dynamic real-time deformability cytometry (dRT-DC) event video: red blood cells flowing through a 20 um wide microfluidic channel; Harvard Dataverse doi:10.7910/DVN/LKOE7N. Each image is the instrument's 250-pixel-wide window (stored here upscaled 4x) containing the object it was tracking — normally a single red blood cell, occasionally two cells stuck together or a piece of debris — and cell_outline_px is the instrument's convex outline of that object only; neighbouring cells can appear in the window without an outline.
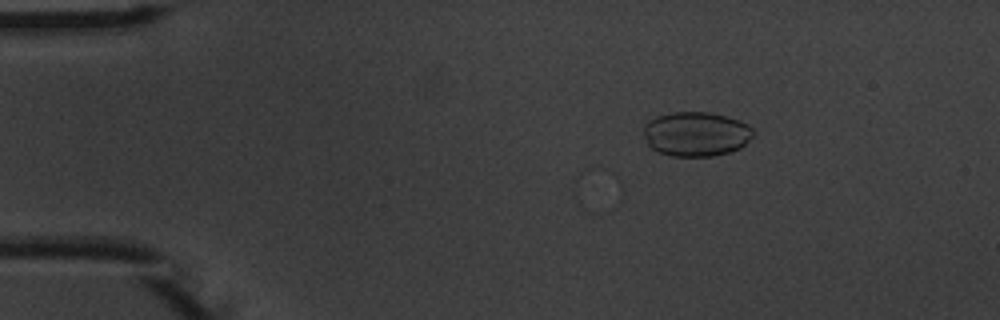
{"species": "common noctule bat (a hibernating species)", "species_latin": "Nyctalus noctula", "temperature_condition": "warm", "stored_images_in_passage": 5, "camera_frame_rate_fps": 3000, "um_per_image_px": 0.085, "animal": {"sex": "male", "body_mass_g": 20.1, "forearm_length_mm": 53.5}, "frame": {"image": 1, "passage_image": 3, "time_ms": 2.333, "image_size_px": [1000, 320], "cell_outline_px": [[756, 132], [740, 148], [728, 152], [712, 156], [672, 156], [660, 152], [652, 148], [648, 144], [644, 136], [644, 124], [648, 120], [656, 116], [672, 112], [708, 112], [740, 120], [748, 124]], "centroid_in_image_um": [59.16, 11.38], "position_along_channel_um": 25.8, "area_um2": 28.44}}